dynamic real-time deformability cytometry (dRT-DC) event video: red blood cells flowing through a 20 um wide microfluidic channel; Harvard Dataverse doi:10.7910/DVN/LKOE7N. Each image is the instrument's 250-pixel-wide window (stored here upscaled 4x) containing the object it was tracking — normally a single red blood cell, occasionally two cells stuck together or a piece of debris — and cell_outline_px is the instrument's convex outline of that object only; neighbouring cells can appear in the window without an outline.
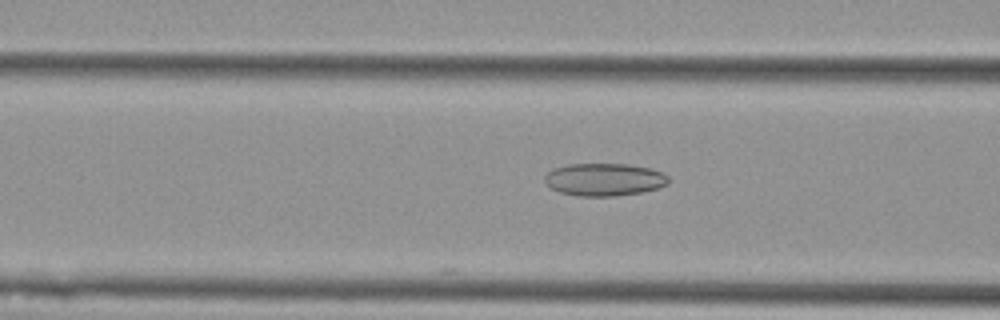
{"species": "Egyptian fruit bat (a non-hibernating species)", "species_latin": "Rousettus aegyptiacus", "temperature_condition": "cold", "stored_images_in_passage": 42, "camera_frame_rate_fps": 3000, "um_per_image_px": 0.085, "animal": {"sex": "female"}, "frame": {"image": 1, "passage_image": 8, "time_ms": 2.333, "image_size_px": [1000, 320], "cell_outline_px": [[668, 184], [656, 188], [640, 192], [616, 196], [576, 196], [560, 192], [552, 188], [544, 180], [544, 176], [552, 168], [568, 164], [628, 164], [648, 168], [660, 172], [668, 176]], "centroid_in_image_um": [51.32, 15.26], "position_along_channel_um": 115.3, "area_um2": 23.41}}
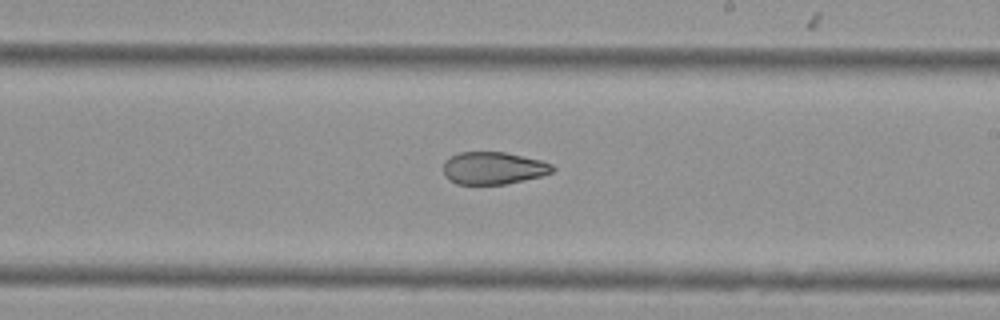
{"frame": {"image": 2, "passage_image": 19, "time_ms": 6.0, "image_size_px": [1000, 320], "cell_outline_px": [[556, 168], [552, 172], [540, 176], [524, 180], [504, 184], [456, 184], [448, 180], [444, 176], [444, 160], [460, 152], [504, 152], [540, 160], [552, 164]], "centroid_in_image_um": [41.91, 14.29], "position_along_channel_um": 247.1, "area_um2": 20.58}}
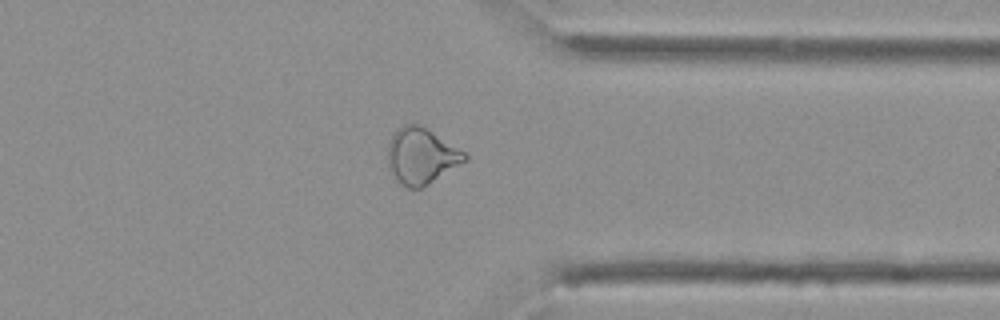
{"frame": {"image": 3, "passage_image": 30, "time_ms": 9.667, "image_size_px": [1000, 320], "cell_outline_px": [[468, 160], [420, 188], [408, 188], [400, 184], [392, 172], [388, 164], [388, 140], [396, 128], [404, 124], [420, 124], [464, 152], [468, 156]], "centroid_in_image_um": [35.78, 13.24], "position_along_channel_um": 375.6, "area_um2": 24.85}, "authors_computed_cell_mechanics": {"area_um2": 23.4957, "velocity_mm_per_s": 3.6065, "shape_relaxation_time_tau1_ms": null, "shape_relaxation_time_tau2_ms": 5.2708, "deformation_change_tau1": null, "deformation_change_tau2": 0.1232}}